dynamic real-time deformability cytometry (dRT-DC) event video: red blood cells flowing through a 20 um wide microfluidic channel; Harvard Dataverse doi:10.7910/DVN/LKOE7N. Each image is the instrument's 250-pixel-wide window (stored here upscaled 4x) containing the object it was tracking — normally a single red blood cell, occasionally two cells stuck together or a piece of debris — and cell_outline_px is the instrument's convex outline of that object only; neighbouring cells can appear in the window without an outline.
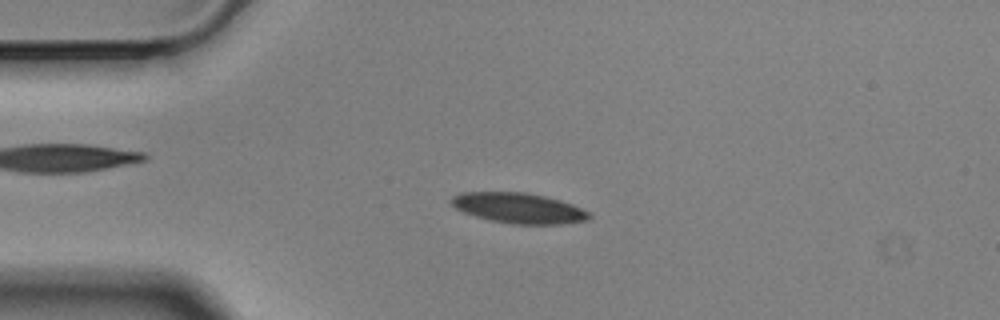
{"species": "Egyptian fruit bat (a non-hibernating species)", "species_latin": "Rousettus aegyptiacus", "temperature_condition": "cold", "stored_images_in_passage": 57, "camera_frame_rate_fps": 3000, "um_per_image_px": 0.085, "animal": {"sex": "male"}, "frame": {"image": 1, "passage_image": 13, "time_ms": 4.0, "image_size_px": [1000, 320], "cell_outline_px": [[592, 216], [588, 220], [560, 224], [512, 224], [492, 220], [476, 216], [464, 212], [456, 208], [448, 200], [452, 196], [460, 192], [528, 192], [560, 200], [572, 204], [588, 212]], "centroid_in_image_um": [44.07, 17.67], "position_along_channel_um": 40.9, "area_um2": 24.33}}
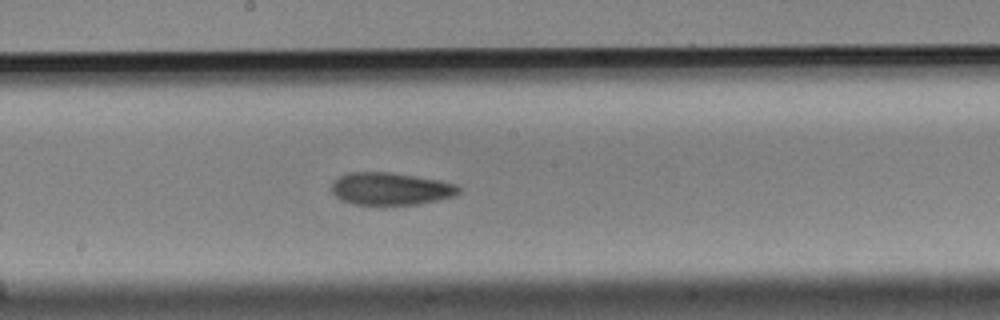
{"frame": {"image": 2, "passage_image": 30, "time_ms": 9.667, "image_size_px": [1000, 320], "cell_outline_px": [[460, 192], [452, 196], [436, 200], [416, 204], [352, 204], [340, 200], [332, 192], [332, 184], [340, 176], [348, 172], [392, 172], [440, 180], [456, 184], [460, 188]], "centroid_in_image_um": [33.19, 16.03], "position_along_channel_um": 215.0, "area_um2": 23.87}}
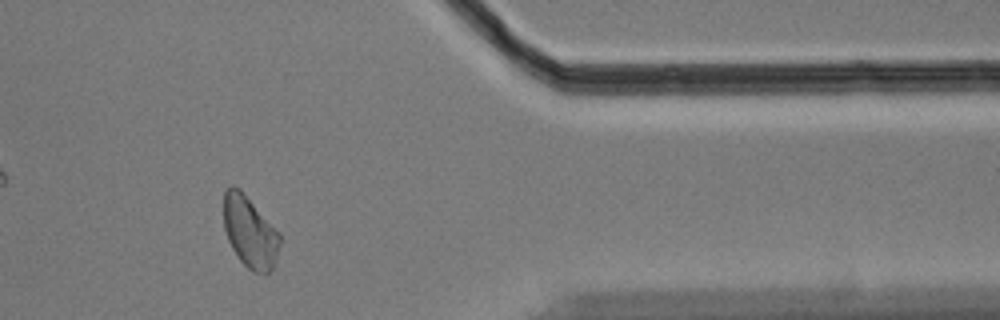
{"frame": {"image": 3, "passage_image": 47, "time_ms": 15.333, "image_size_px": [1000, 320], "cell_outline_px": [[280, 244], [272, 268], [268, 272], [252, 272], [240, 260], [232, 248], [228, 240], [224, 228], [224, 192], [232, 184], [240, 188], [280, 232]], "centroid_in_image_um": [21.23, 19.68], "position_along_channel_um": 390.2, "area_um2": 23.29}, "authors_computed_cell_mechanics": {"area_um2": 24.1026, "velocity_mm_per_s": 3.4774, "shape_relaxation_time_tau1_ms": 9.7534, "shape_relaxation_time_tau2_ms": 4.5386, "deformation_change_tau1": 0.1563, "deformation_change_tau2": 0.1172}}